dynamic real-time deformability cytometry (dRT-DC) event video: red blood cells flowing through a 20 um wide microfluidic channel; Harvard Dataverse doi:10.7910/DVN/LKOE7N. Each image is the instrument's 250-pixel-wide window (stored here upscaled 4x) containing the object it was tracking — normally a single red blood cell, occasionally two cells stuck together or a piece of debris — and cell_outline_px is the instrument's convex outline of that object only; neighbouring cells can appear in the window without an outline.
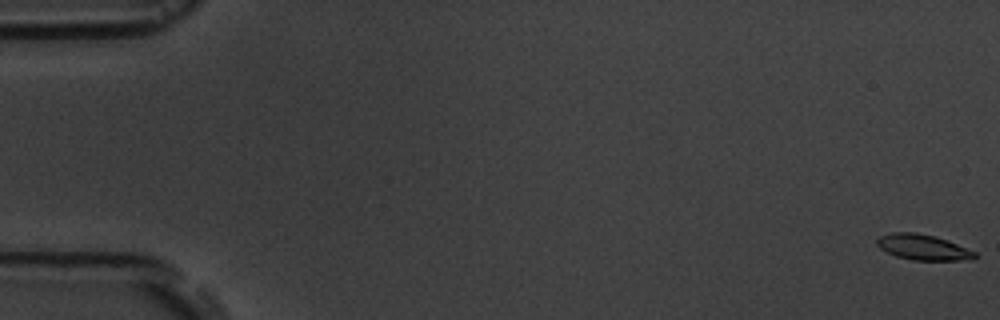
{"species": "common noctule bat (a hibernating species)", "species_latin": "Nyctalus noctula", "temperature_condition": "room temperature", "stored_images_in_passage": 7, "camera_frame_rate_fps": 3000, "um_per_image_px": 0.085, "animal": {"sex": "male", "body_mass_g": 19.5, "forearm_length_mm": 54.6}, "frame": {"image": 1, "passage_image": 1, "time_ms": 0.0, "image_size_px": [1000, 320], "cell_outline_px": [[976, 260], [912, 260], [896, 256], [880, 248], [876, 244], [876, 240], [880, 236], [892, 232], [916, 232], [936, 236], [976, 252]], "centroid_in_image_um": [78.46, 21.01], "position_along_channel_um": 6.5, "area_um2": 14.57}}